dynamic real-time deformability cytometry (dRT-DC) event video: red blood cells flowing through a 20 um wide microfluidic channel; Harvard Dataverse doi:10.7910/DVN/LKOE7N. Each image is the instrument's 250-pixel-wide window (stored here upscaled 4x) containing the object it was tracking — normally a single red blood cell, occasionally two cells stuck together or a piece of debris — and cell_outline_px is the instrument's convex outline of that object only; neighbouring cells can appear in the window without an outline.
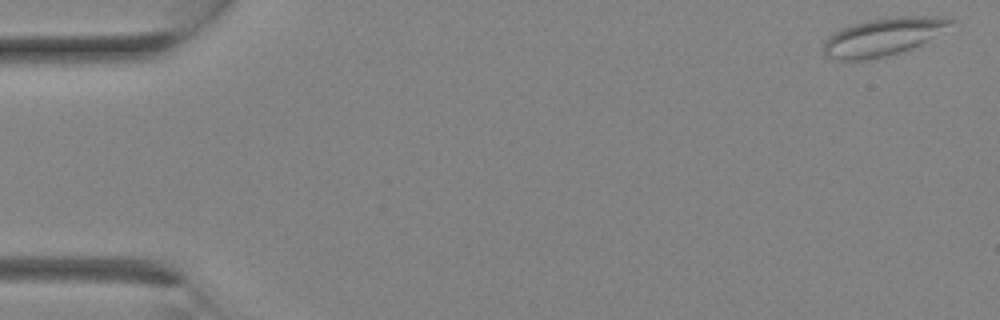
{"species": "Egyptian fruit bat (a non-hibernating species)", "species_latin": "Rousettus aegyptiacus", "temperature_condition": "room temperature", "stored_images_in_passage": 10, "camera_frame_rate_fps": 3000, "um_per_image_px": 0.085, "animal": {"sex": "female"}, "frame": {"image": 1, "passage_image": 1, "time_ms": 0.0, "image_size_px": [1000, 320], "cell_outline_px": [[956, 20], [920, 44], [912, 48], [900, 52], [884, 56], [864, 60], [840, 60], [828, 56], [824, 52], [824, 40], [828, 36], [852, 24], [868, 20], [896, 16], [924, 16]], "centroid_in_image_um": [74.98, 3.13], "position_along_channel_um": 10.0, "area_um2": 27.05}}